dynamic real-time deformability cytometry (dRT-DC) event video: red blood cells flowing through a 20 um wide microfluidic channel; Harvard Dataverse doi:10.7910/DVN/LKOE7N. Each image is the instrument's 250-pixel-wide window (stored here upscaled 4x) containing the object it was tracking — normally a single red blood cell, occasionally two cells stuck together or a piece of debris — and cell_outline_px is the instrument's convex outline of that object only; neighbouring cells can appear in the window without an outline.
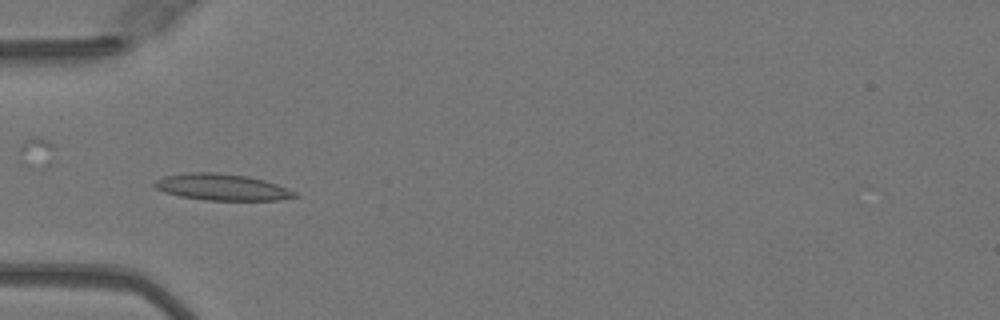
{"species": "Egyptian fruit bat (a non-hibernating species)", "species_latin": "Rousettus aegyptiacus", "temperature_condition": "warm", "stored_images_in_passage": 51, "camera_frame_rate_fps": 3000, "um_per_image_px": 0.085, "animal": {"sex": "female"}, "frame": {"image": 1, "passage_image": 16, "time_ms": 5.0, "image_size_px": [1000, 320], "cell_outline_px": [[300, 196], [276, 200], [204, 200], [180, 196], [164, 192], [156, 188], [152, 184], [156, 180], [164, 176], [188, 172], [216, 172], [248, 176], [264, 180], [276, 184], [296, 192]], "centroid_in_image_um": [18.84, 15.9], "position_along_channel_um": 66.2, "area_um2": 21.62}}
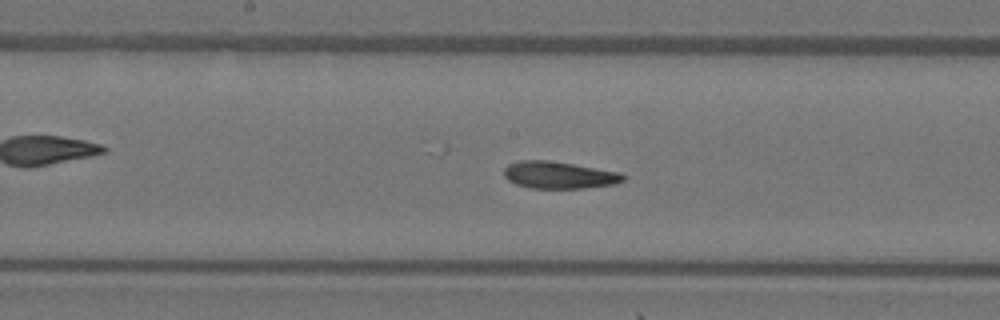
{"frame": {"image": 2, "passage_image": 26, "time_ms": 8.333, "image_size_px": [1000, 320], "cell_outline_px": [[628, 176], [624, 180], [616, 184], [584, 188], [532, 188], [516, 184], [508, 180], [504, 176], [504, 168], [508, 164], [520, 160], [548, 160], [620, 172]], "centroid_in_image_um": [47.53, 14.88], "position_along_channel_um": 200.7, "area_um2": 18.84}}
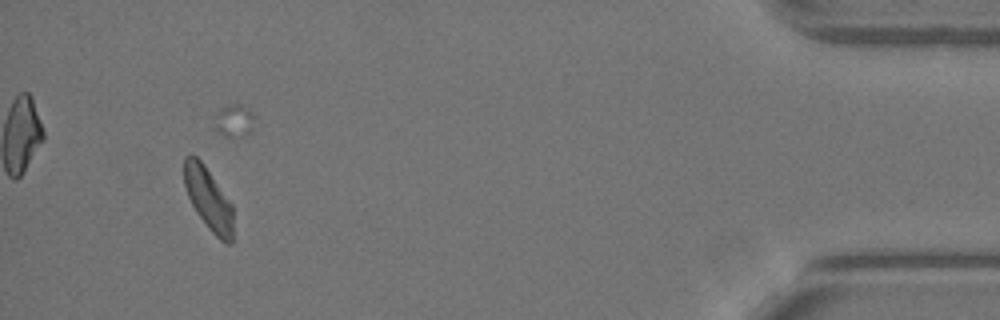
{"frame": {"image": 3, "passage_image": 47, "time_ms": 15.333, "image_size_px": [1000, 320], "cell_outline_px": [[232, 244], [228, 244], [220, 240], [208, 228], [196, 212], [188, 196], [184, 184], [184, 156], [196, 156], [204, 164], [232, 204]], "centroid_in_image_um": [17.71, 16.91], "position_along_channel_um": 417.5, "area_um2": 17.69}, "authors_computed_cell_mechanics": {"area_um2": 19.2474, "velocity_mm_per_s": 4.0481, "shape_relaxation_time_tau1_ms": null, "shape_relaxation_time_tau2_ms": 3.23, "deformation_change_tau1": null, "deformation_change_tau2": 0.0929}}